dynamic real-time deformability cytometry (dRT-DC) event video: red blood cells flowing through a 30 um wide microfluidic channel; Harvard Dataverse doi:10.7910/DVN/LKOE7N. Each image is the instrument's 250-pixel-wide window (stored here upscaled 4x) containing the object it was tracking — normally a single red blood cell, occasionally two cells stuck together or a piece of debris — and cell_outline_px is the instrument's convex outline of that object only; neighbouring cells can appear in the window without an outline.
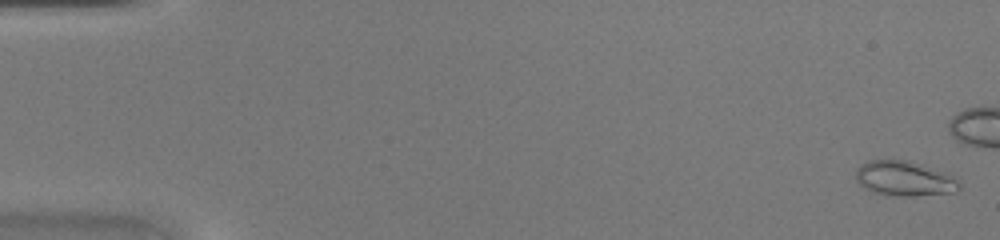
{"species": "common noctule bat (a hibernating species)", "species_latin": "Nyctalus noctula", "temperature_condition": "warm", "stored_images_in_passage": 38, "camera_frame_rate_fps": 3000, "um_per_image_px": 0.085, "animal": {"sex": "female", "body_mass_g": 20.0, "forearm_length_mm": 54.0}, "frame": {"image": 1, "passage_image": 2, "time_ms": 0.333, "image_size_px": [1000, 240], "cell_outline_px": [[960, 188], [956, 192], [912, 196], [892, 196], [872, 192], [864, 188], [856, 180], [856, 168], [860, 164], [868, 160], [908, 160], [948, 172], [960, 184]], "centroid_in_image_um": [76.87, 15.17], "position_along_channel_um": 8.1, "area_um2": 21.33}}
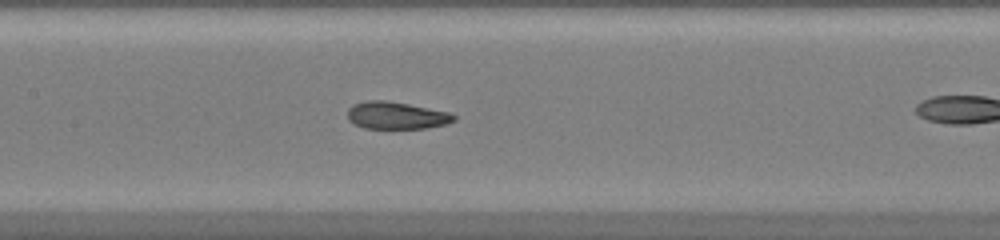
{"frame": {"image": 2, "passage_image": 24, "time_ms": 7.667, "image_size_px": [1000, 240], "cell_outline_px": [[456, 120], [448, 124], [424, 128], [364, 128], [352, 124], [348, 120], [348, 108], [352, 104], [368, 100], [384, 100], [408, 104], [448, 112], [456, 116]], "centroid_in_image_um": [33.66, 9.82], "position_along_channel_um": 173.7, "area_um2": 16.94}}
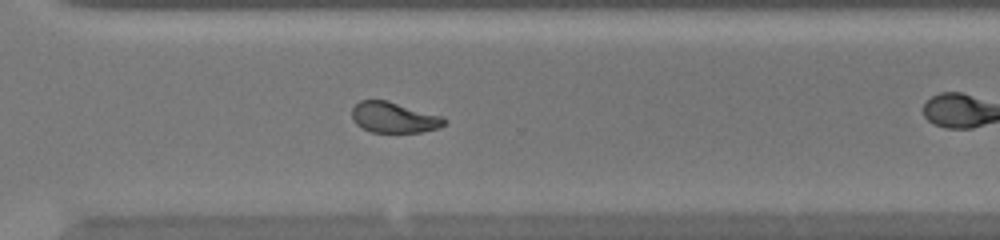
{"frame": {"image": 3, "passage_image": 35, "time_ms": 11.333, "image_size_px": [1000, 240], "cell_outline_px": [[444, 124], [436, 128], [420, 132], [372, 132], [356, 124], [352, 120], [352, 108], [360, 100], [388, 100], [444, 116]], "centroid_in_image_um": [33.46, 9.97], "position_along_channel_um": 337.1, "area_um2": 16.47}}